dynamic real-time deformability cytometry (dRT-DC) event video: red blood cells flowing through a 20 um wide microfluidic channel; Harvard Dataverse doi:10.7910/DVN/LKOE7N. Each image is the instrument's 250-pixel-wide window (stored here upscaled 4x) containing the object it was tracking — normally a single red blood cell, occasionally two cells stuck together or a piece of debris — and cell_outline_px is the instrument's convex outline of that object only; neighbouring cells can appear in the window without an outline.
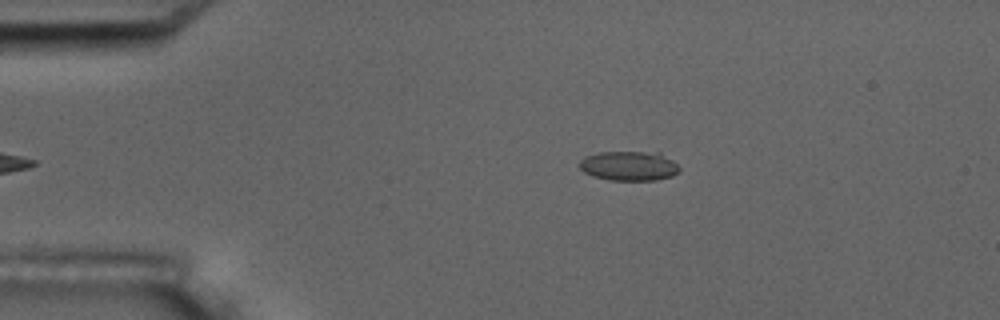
{"species": "common noctule bat (a hibernating species)", "species_latin": "Nyctalus noctula", "temperature_condition": "room temperature", "stored_images_in_passage": 2, "camera_frame_rate_fps": 3000, "um_per_image_px": 0.085, "animal": {"sex": "male", "body_mass_g": 17.5, "forearm_length_mm": 52.3}, "frame": {"image": 1, "passage_image": 2, "time_ms": 1.0, "image_size_px": [1000, 320], "cell_outline_px": [[680, 172], [672, 176], [656, 180], [612, 180], [592, 176], [584, 172], [580, 168], [580, 160], [584, 156], [600, 152], [660, 152], [672, 160], [680, 168]], "centroid_in_image_um": [53.48, 14.1], "position_along_channel_um": 31.5, "area_um2": 17.28}}